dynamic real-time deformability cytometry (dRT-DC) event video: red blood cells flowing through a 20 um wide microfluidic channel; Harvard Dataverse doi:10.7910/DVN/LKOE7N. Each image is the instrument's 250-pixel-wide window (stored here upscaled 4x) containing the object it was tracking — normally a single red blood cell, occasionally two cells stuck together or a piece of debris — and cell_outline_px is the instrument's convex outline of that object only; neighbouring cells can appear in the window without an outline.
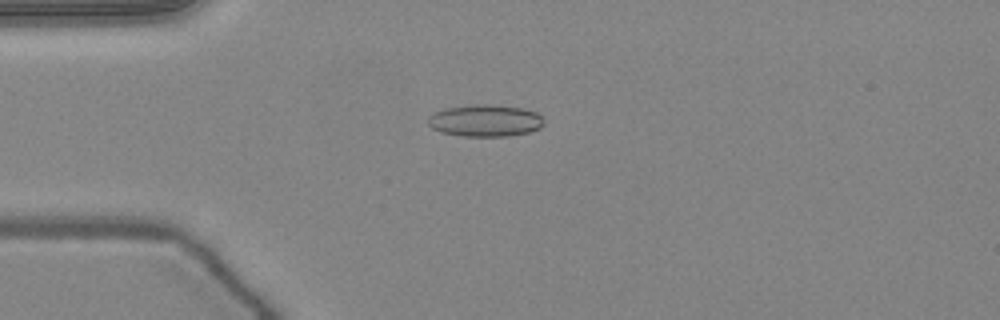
{"species": "common noctule bat (a hibernating species)", "species_latin": "Nyctalus noctula", "temperature_condition": "warm", "stored_images_in_passage": 51, "camera_frame_rate_fps": 3000, "um_per_image_px": 0.085, "animal": {"sex": "female", "body_mass_g": 24.6, "forearm_length_mm": 56.2}, "frame": {"image": 1, "passage_image": 13, "time_ms": 4.0, "image_size_px": [1000, 320], "cell_outline_px": [[544, 124], [540, 128], [528, 132], [508, 136], [464, 136], [440, 132], [432, 128], [428, 124], [428, 116], [444, 108], [476, 104], [484, 104], [524, 108], [536, 112], [544, 120]], "centroid_in_image_um": [41.24, 10.25], "position_along_channel_um": 43.8, "area_um2": 21.56}}
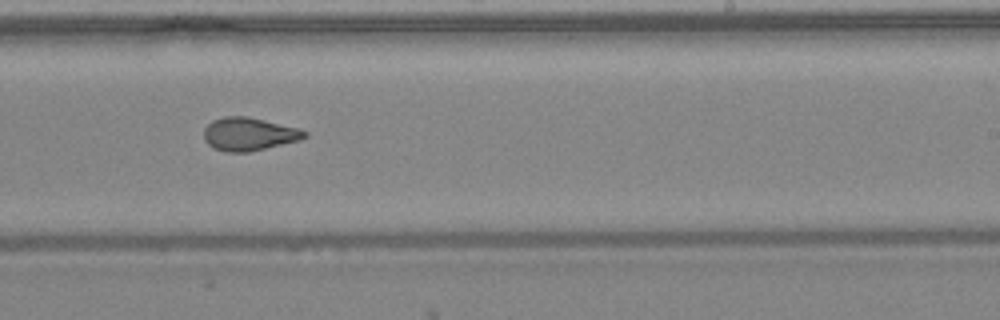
{"frame": {"image": 2, "passage_image": 31, "time_ms": 10.0, "image_size_px": [1000, 320], "cell_outline_px": [[308, 136], [300, 140], [248, 152], [228, 152], [216, 148], [208, 144], [204, 140], [204, 128], [212, 120], [224, 116], [248, 116], [300, 128], [308, 132]], "centroid_in_image_um": [21.18, 11.38], "position_along_channel_um": 267.8, "area_um2": 19.48}}
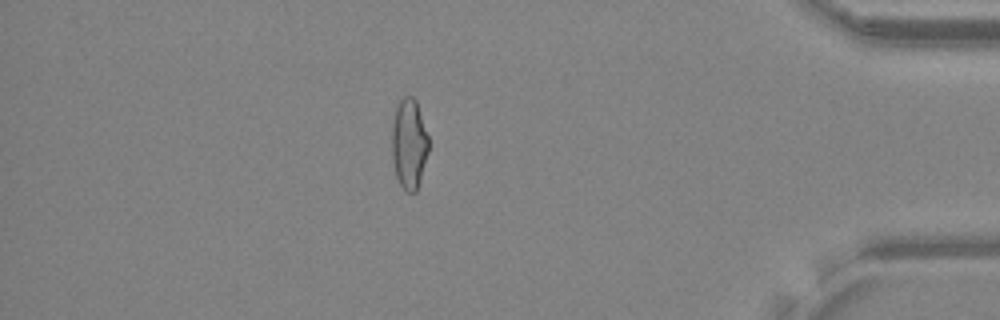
{"frame": {"image": 3, "passage_image": 44, "time_ms": 14.333, "image_size_px": [1000, 320], "cell_outline_px": [[428, 152], [420, 180], [416, 192], [408, 192], [400, 184], [396, 176], [392, 160], [392, 124], [396, 108], [400, 100], [404, 96], [412, 96], [416, 100], [428, 136]], "centroid_in_image_um": [34.76, 12.22], "position_along_channel_um": 400.4, "area_um2": 19.19}, "authors_computed_cell_mechanics": {"area_um2": 20.1722, "velocity_mm_per_s": 4.0504, "shape_relaxation_time_tau1_ms": null, "shape_relaxation_time_tau2_ms": 2.6521, "deformation_change_tau1": null, "deformation_change_tau2": 0.0951}}